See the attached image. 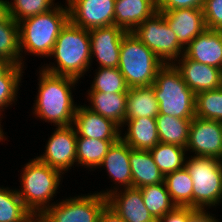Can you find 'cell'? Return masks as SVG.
I'll list each match as a JSON object with an SVG mask.
<instances>
[{"label":"cell","instance_id":"cell-8","mask_svg":"<svg viewBox=\"0 0 222 222\" xmlns=\"http://www.w3.org/2000/svg\"><path fill=\"white\" fill-rule=\"evenodd\" d=\"M132 32L164 64H175L178 57L184 55L185 47L178 41L161 12H156Z\"/></svg>","mask_w":222,"mask_h":222},{"label":"cell","instance_id":"cell-34","mask_svg":"<svg viewBox=\"0 0 222 222\" xmlns=\"http://www.w3.org/2000/svg\"><path fill=\"white\" fill-rule=\"evenodd\" d=\"M54 0H8L9 16L16 22H20L25 18L35 16L53 9Z\"/></svg>","mask_w":222,"mask_h":222},{"label":"cell","instance_id":"cell-18","mask_svg":"<svg viewBox=\"0 0 222 222\" xmlns=\"http://www.w3.org/2000/svg\"><path fill=\"white\" fill-rule=\"evenodd\" d=\"M191 60L222 70V31L206 29L185 48Z\"/></svg>","mask_w":222,"mask_h":222},{"label":"cell","instance_id":"cell-2","mask_svg":"<svg viewBox=\"0 0 222 222\" xmlns=\"http://www.w3.org/2000/svg\"><path fill=\"white\" fill-rule=\"evenodd\" d=\"M51 56L56 58L57 67L46 65L43 70L79 80L92 61L89 30L69 21L57 37Z\"/></svg>","mask_w":222,"mask_h":222},{"label":"cell","instance_id":"cell-43","mask_svg":"<svg viewBox=\"0 0 222 222\" xmlns=\"http://www.w3.org/2000/svg\"><path fill=\"white\" fill-rule=\"evenodd\" d=\"M27 222H45L41 216L33 215Z\"/></svg>","mask_w":222,"mask_h":222},{"label":"cell","instance_id":"cell-1","mask_svg":"<svg viewBox=\"0 0 222 222\" xmlns=\"http://www.w3.org/2000/svg\"><path fill=\"white\" fill-rule=\"evenodd\" d=\"M39 72V90L33 114L45 122L54 123L56 127L73 125L78 106L74 104L71 88L78 80L56 75L42 68Z\"/></svg>","mask_w":222,"mask_h":222},{"label":"cell","instance_id":"cell-16","mask_svg":"<svg viewBox=\"0 0 222 222\" xmlns=\"http://www.w3.org/2000/svg\"><path fill=\"white\" fill-rule=\"evenodd\" d=\"M73 125L77 137H87L99 140H119L121 129L112 120L107 119L100 114L92 112L86 105L77 107Z\"/></svg>","mask_w":222,"mask_h":222},{"label":"cell","instance_id":"cell-41","mask_svg":"<svg viewBox=\"0 0 222 222\" xmlns=\"http://www.w3.org/2000/svg\"><path fill=\"white\" fill-rule=\"evenodd\" d=\"M8 16V1L0 0V21H4Z\"/></svg>","mask_w":222,"mask_h":222},{"label":"cell","instance_id":"cell-9","mask_svg":"<svg viewBox=\"0 0 222 222\" xmlns=\"http://www.w3.org/2000/svg\"><path fill=\"white\" fill-rule=\"evenodd\" d=\"M106 205L107 198L97 192L54 202L40 216L45 222H98Z\"/></svg>","mask_w":222,"mask_h":222},{"label":"cell","instance_id":"cell-39","mask_svg":"<svg viewBox=\"0 0 222 222\" xmlns=\"http://www.w3.org/2000/svg\"><path fill=\"white\" fill-rule=\"evenodd\" d=\"M98 222H126V221L123 218H121L108 205H106L99 216Z\"/></svg>","mask_w":222,"mask_h":222},{"label":"cell","instance_id":"cell-15","mask_svg":"<svg viewBox=\"0 0 222 222\" xmlns=\"http://www.w3.org/2000/svg\"><path fill=\"white\" fill-rule=\"evenodd\" d=\"M157 12L164 15L165 21L185 48L207 29L202 8H182Z\"/></svg>","mask_w":222,"mask_h":222},{"label":"cell","instance_id":"cell-36","mask_svg":"<svg viewBox=\"0 0 222 222\" xmlns=\"http://www.w3.org/2000/svg\"><path fill=\"white\" fill-rule=\"evenodd\" d=\"M203 14L207 29L222 30V0H205Z\"/></svg>","mask_w":222,"mask_h":222},{"label":"cell","instance_id":"cell-13","mask_svg":"<svg viewBox=\"0 0 222 222\" xmlns=\"http://www.w3.org/2000/svg\"><path fill=\"white\" fill-rule=\"evenodd\" d=\"M114 189L98 193L107 198V205L126 222H157L147 210L140 188L128 187L118 191L119 188L114 186Z\"/></svg>","mask_w":222,"mask_h":222},{"label":"cell","instance_id":"cell-12","mask_svg":"<svg viewBox=\"0 0 222 222\" xmlns=\"http://www.w3.org/2000/svg\"><path fill=\"white\" fill-rule=\"evenodd\" d=\"M186 150L195 156L222 160V122L195 116L190 124Z\"/></svg>","mask_w":222,"mask_h":222},{"label":"cell","instance_id":"cell-5","mask_svg":"<svg viewBox=\"0 0 222 222\" xmlns=\"http://www.w3.org/2000/svg\"><path fill=\"white\" fill-rule=\"evenodd\" d=\"M22 189L17 190L26 208L33 214L40 216L53 204L52 200L60 185L62 172L51 168L48 164L32 159L22 168Z\"/></svg>","mask_w":222,"mask_h":222},{"label":"cell","instance_id":"cell-28","mask_svg":"<svg viewBox=\"0 0 222 222\" xmlns=\"http://www.w3.org/2000/svg\"><path fill=\"white\" fill-rule=\"evenodd\" d=\"M149 151L164 176L185 167L187 150L182 146L159 142Z\"/></svg>","mask_w":222,"mask_h":222},{"label":"cell","instance_id":"cell-31","mask_svg":"<svg viewBox=\"0 0 222 222\" xmlns=\"http://www.w3.org/2000/svg\"><path fill=\"white\" fill-rule=\"evenodd\" d=\"M32 216L17 190L0 187V222H27Z\"/></svg>","mask_w":222,"mask_h":222},{"label":"cell","instance_id":"cell-26","mask_svg":"<svg viewBox=\"0 0 222 222\" xmlns=\"http://www.w3.org/2000/svg\"><path fill=\"white\" fill-rule=\"evenodd\" d=\"M164 183L176 206L193 208V180L185 167L165 175Z\"/></svg>","mask_w":222,"mask_h":222},{"label":"cell","instance_id":"cell-35","mask_svg":"<svg viewBox=\"0 0 222 222\" xmlns=\"http://www.w3.org/2000/svg\"><path fill=\"white\" fill-rule=\"evenodd\" d=\"M23 66L13 65L1 78H0V116L1 111H4L5 107L15 102L18 86L20 85L21 77L23 76Z\"/></svg>","mask_w":222,"mask_h":222},{"label":"cell","instance_id":"cell-7","mask_svg":"<svg viewBox=\"0 0 222 222\" xmlns=\"http://www.w3.org/2000/svg\"><path fill=\"white\" fill-rule=\"evenodd\" d=\"M185 168L193 180V208L204 211L222 199V161L214 157L191 156Z\"/></svg>","mask_w":222,"mask_h":222},{"label":"cell","instance_id":"cell-24","mask_svg":"<svg viewBox=\"0 0 222 222\" xmlns=\"http://www.w3.org/2000/svg\"><path fill=\"white\" fill-rule=\"evenodd\" d=\"M158 114L159 102L155 97L153 85L128 89L124 123L134 118H156Z\"/></svg>","mask_w":222,"mask_h":222},{"label":"cell","instance_id":"cell-27","mask_svg":"<svg viewBox=\"0 0 222 222\" xmlns=\"http://www.w3.org/2000/svg\"><path fill=\"white\" fill-rule=\"evenodd\" d=\"M0 58L14 65H24L21 60L19 25L10 16L0 21Z\"/></svg>","mask_w":222,"mask_h":222},{"label":"cell","instance_id":"cell-40","mask_svg":"<svg viewBox=\"0 0 222 222\" xmlns=\"http://www.w3.org/2000/svg\"><path fill=\"white\" fill-rule=\"evenodd\" d=\"M192 222H219V221L215 219V217H213L212 215L210 216V214H208V212L204 210V211H199L192 218Z\"/></svg>","mask_w":222,"mask_h":222},{"label":"cell","instance_id":"cell-6","mask_svg":"<svg viewBox=\"0 0 222 222\" xmlns=\"http://www.w3.org/2000/svg\"><path fill=\"white\" fill-rule=\"evenodd\" d=\"M164 63L133 32H126L121 41L118 69L128 88L146 87L154 83Z\"/></svg>","mask_w":222,"mask_h":222},{"label":"cell","instance_id":"cell-22","mask_svg":"<svg viewBox=\"0 0 222 222\" xmlns=\"http://www.w3.org/2000/svg\"><path fill=\"white\" fill-rule=\"evenodd\" d=\"M129 162L132 187L142 188L164 182V175L157 167L150 151L134 150L130 147Z\"/></svg>","mask_w":222,"mask_h":222},{"label":"cell","instance_id":"cell-38","mask_svg":"<svg viewBox=\"0 0 222 222\" xmlns=\"http://www.w3.org/2000/svg\"><path fill=\"white\" fill-rule=\"evenodd\" d=\"M205 0H157V11L203 8Z\"/></svg>","mask_w":222,"mask_h":222},{"label":"cell","instance_id":"cell-14","mask_svg":"<svg viewBox=\"0 0 222 222\" xmlns=\"http://www.w3.org/2000/svg\"><path fill=\"white\" fill-rule=\"evenodd\" d=\"M124 31L114 25L89 30L91 57L97 58L100 67L117 68Z\"/></svg>","mask_w":222,"mask_h":222},{"label":"cell","instance_id":"cell-19","mask_svg":"<svg viewBox=\"0 0 222 222\" xmlns=\"http://www.w3.org/2000/svg\"><path fill=\"white\" fill-rule=\"evenodd\" d=\"M157 12V0H115L114 24L132 32Z\"/></svg>","mask_w":222,"mask_h":222},{"label":"cell","instance_id":"cell-3","mask_svg":"<svg viewBox=\"0 0 222 222\" xmlns=\"http://www.w3.org/2000/svg\"><path fill=\"white\" fill-rule=\"evenodd\" d=\"M57 5L44 13L18 22L20 51L49 57L61 30L70 21L69 10Z\"/></svg>","mask_w":222,"mask_h":222},{"label":"cell","instance_id":"cell-42","mask_svg":"<svg viewBox=\"0 0 222 222\" xmlns=\"http://www.w3.org/2000/svg\"><path fill=\"white\" fill-rule=\"evenodd\" d=\"M14 64L8 60L0 58V78L13 66Z\"/></svg>","mask_w":222,"mask_h":222},{"label":"cell","instance_id":"cell-17","mask_svg":"<svg viewBox=\"0 0 222 222\" xmlns=\"http://www.w3.org/2000/svg\"><path fill=\"white\" fill-rule=\"evenodd\" d=\"M174 64L186 85L195 93L222 86V70L189 59L185 54ZM181 64V65H180Z\"/></svg>","mask_w":222,"mask_h":222},{"label":"cell","instance_id":"cell-23","mask_svg":"<svg viewBox=\"0 0 222 222\" xmlns=\"http://www.w3.org/2000/svg\"><path fill=\"white\" fill-rule=\"evenodd\" d=\"M88 95L91 105L86 108L112 120L121 128L124 126L127 93L88 92Z\"/></svg>","mask_w":222,"mask_h":222},{"label":"cell","instance_id":"cell-33","mask_svg":"<svg viewBox=\"0 0 222 222\" xmlns=\"http://www.w3.org/2000/svg\"><path fill=\"white\" fill-rule=\"evenodd\" d=\"M195 116L222 122V86L196 94Z\"/></svg>","mask_w":222,"mask_h":222},{"label":"cell","instance_id":"cell-21","mask_svg":"<svg viewBox=\"0 0 222 222\" xmlns=\"http://www.w3.org/2000/svg\"><path fill=\"white\" fill-rule=\"evenodd\" d=\"M124 124L128 125V129L120 138L132 149L149 151L159 143L155 118H134Z\"/></svg>","mask_w":222,"mask_h":222},{"label":"cell","instance_id":"cell-4","mask_svg":"<svg viewBox=\"0 0 222 222\" xmlns=\"http://www.w3.org/2000/svg\"><path fill=\"white\" fill-rule=\"evenodd\" d=\"M152 85L159 102V114L183 119L195 117L196 94L186 85L174 64H164Z\"/></svg>","mask_w":222,"mask_h":222},{"label":"cell","instance_id":"cell-10","mask_svg":"<svg viewBox=\"0 0 222 222\" xmlns=\"http://www.w3.org/2000/svg\"><path fill=\"white\" fill-rule=\"evenodd\" d=\"M55 130L45 146V153L36 158L63 174L77 162V133L73 125L58 126Z\"/></svg>","mask_w":222,"mask_h":222},{"label":"cell","instance_id":"cell-32","mask_svg":"<svg viewBox=\"0 0 222 222\" xmlns=\"http://www.w3.org/2000/svg\"><path fill=\"white\" fill-rule=\"evenodd\" d=\"M89 92L128 93L124 76L117 68L99 67Z\"/></svg>","mask_w":222,"mask_h":222},{"label":"cell","instance_id":"cell-30","mask_svg":"<svg viewBox=\"0 0 222 222\" xmlns=\"http://www.w3.org/2000/svg\"><path fill=\"white\" fill-rule=\"evenodd\" d=\"M118 140H99L87 137H77V164L91 168L98 167L109 148Z\"/></svg>","mask_w":222,"mask_h":222},{"label":"cell","instance_id":"cell-44","mask_svg":"<svg viewBox=\"0 0 222 222\" xmlns=\"http://www.w3.org/2000/svg\"><path fill=\"white\" fill-rule=\"evenodd\" d=\"M1 121V119H0ZM3 129L1 128V123H0V141H2L3 139H6L4 136V132L2 131Z\"/></svg>","mask_w":222,"mask_h":222},{"label":"cell","instance_id":"cell-25","mask_svg":"<svg viewBox=\"0 0 222 222\" xmlns=\"http://www.w3.org/2000/svg\"><path fill=\"white\" fill-rule=\"evenodd\" d=\"M159 142L187 147L192 119L177 118L158 114L155 118Z\"/></svg>","mask_w":222,"mask_h":222},{"label":"cell","instance_id":"cell-29","mask_svg":"<svg viewBox=\"0 0 222 222\" xmlns=\"http://www.w3.org/2000/svg\"><path fill=\"white\" fill-rule=\"evenodd\" d=\"M140 191L147 210L156 221L177 207L164 182L144 186Z\"/></svg>","mask_w":222,"mask_h":222},{"label":"cell","instance_id":"cell-20","mask_svg":"<svg viewBox=\"0 0 222 222\" xmlns=\"http://www.w3.org/2000/svg\"><path fill=\"white\" fill-rule=\"evenodd\" d=\"M130 147L120 138L113 143L99 167L105 166L109 177L123 186L132 187V173L129 162Z\"/></svg>","mask_w":222,"mask_h":222},{"label":"cell","instance_id":"cell-11","mask_svg":"<svg viewBox=\"0 0 222 222\" xmlns=\"http://www.w3.org/2000/svg\"><path fill=\"white\" fill-rule=\"evenodd\" d=\"M69 20L86 30L114 25L115 0H66Z\"/></svg>","mask_w":222,"mask_h":222},{"label":"cell","instance_id":"cell-37","mask_svg":"<svg viewBox=\"0 0 222 222\" xmlns=\"http://www.w3.org/2000/svg\"><path fill=\"white\" fill-rule=\"evenodd\" d=\"M200 210L191 207H176L171 212L165 214L157 222H192V218Z\"/></svg>","mask_w":222,"mask_h":222}]
</instances>
